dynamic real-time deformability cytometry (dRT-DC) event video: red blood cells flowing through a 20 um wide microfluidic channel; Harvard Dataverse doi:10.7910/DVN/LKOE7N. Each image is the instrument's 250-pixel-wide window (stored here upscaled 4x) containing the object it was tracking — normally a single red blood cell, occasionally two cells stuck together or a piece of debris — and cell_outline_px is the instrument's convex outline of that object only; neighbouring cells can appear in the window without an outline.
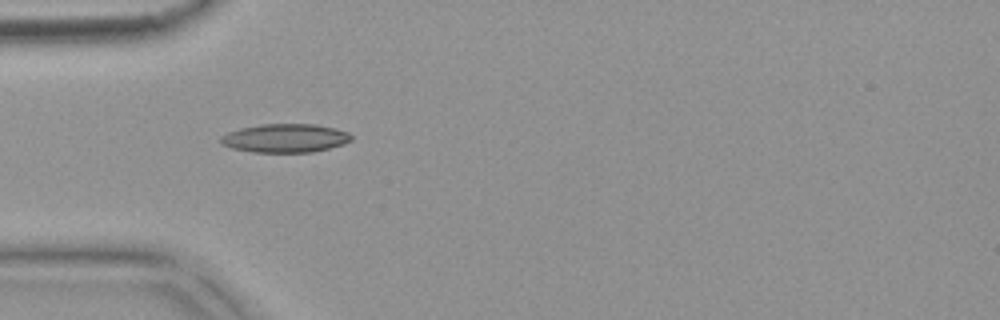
{"species": "common noctule bat (a hibernating species)", "species_latin": "Nyctalus noctula", "temperature_condition": "warm", "stored_images_in_passage": 9, "camera_frame_rate_fps": 3000, "um_per_image_px": 0.085, "animal": {"sex": "female", "body_mass_g": 18.4}, "frame": {"image": 1, "passage_image": 4, "time_ms": 1.0, "image_size_px": [1000, 320], "cell_outline_px": [[352, 140], [344, 144], [312, 152], [252, 152], [232, 148], [220, 144], [220, 136], [228, 132], [240, 128], [260, 124], [316, 124], [348, 132], [352, 136]], "centroid_in_image_um": [24.21, 11.74], "position_along_channel_um": 60.8, "area_um2": 21.79}}
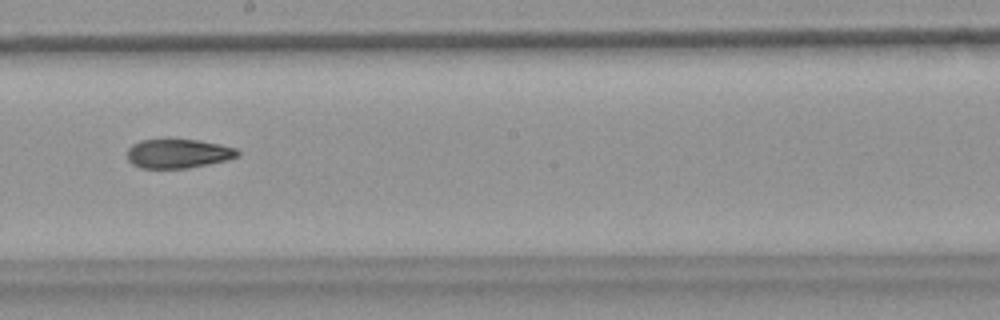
{"frame": {"image": 2, "passage_image": 8, "time_ms": 2.333, "image_size_px": [1000, 320], "cell_outline_px": [[240, 156], [228, 160], [188, 168], [140, 168], [132, 164], [128, 160], [128, 148], [132, 144], [140, 140], [196, 140], [220, 144], [236, 148], [240, 152]], "centroid_in_image_um": [15.16, 13.06], "position_along_channel_um": 233.0, "area_um2": 18.73}}
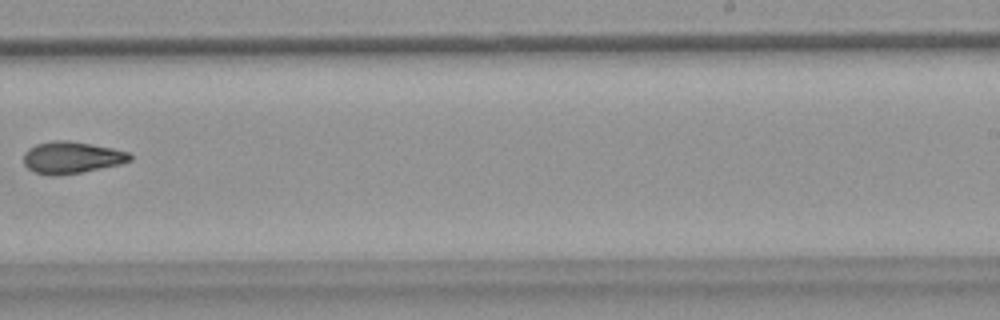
{"frame": {"image": 3, "passage_image": 9, "time_ms": 2.667, "image_size_px": [1000, 320], "cell_outline_px": [[132, 160], [120, 164], [80, 172], [36, 172], [28, 168], [24, 164], [24, 152], [28, 148], [36, 144], [52, 140], [68, 140], [92, 144], [112, 148], [128, 152], [132, 156]], "centroid_in_image_um": [6.12, 13.33], "position_along_channel_um": 282.9, "area_um2": 19.02}}